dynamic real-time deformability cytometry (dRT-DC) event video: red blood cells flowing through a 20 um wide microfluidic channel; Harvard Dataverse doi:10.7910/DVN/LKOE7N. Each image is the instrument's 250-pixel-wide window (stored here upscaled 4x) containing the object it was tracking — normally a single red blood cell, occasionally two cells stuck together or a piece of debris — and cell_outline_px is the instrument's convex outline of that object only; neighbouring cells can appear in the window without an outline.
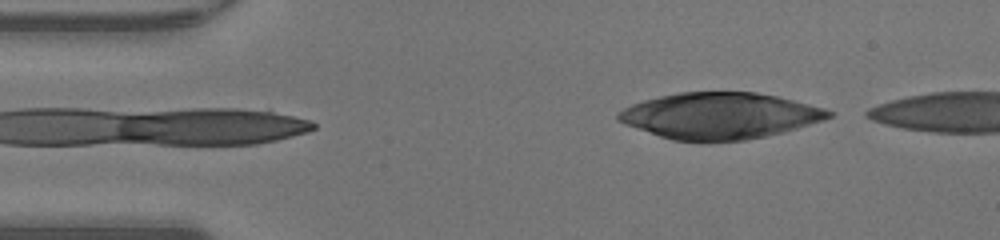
{"species": "human", "species_latin": "Homo sapiens", "temperature_condition": "warm", "stored_images_in_passage": 7, "camera_frame_rate_fps": 3000, "um_per_image_px": 0.085, "donor": {"sex": "male"}, "frame": {"image": 1, "passage_image": 1, "time_ms": 0.0, "image_size_px": [1000, 240], "cell_outline_px": [[836, 112], [832, 116], [824, 120], [784, 132], [744, 140], [672, 140], [624, 124], [616, 120], [616, 116], [624, 108], [632, 104], [644, 100], [660, 96], [680, 92], [756, 92], [776, 96], [824, 108]], "centroid_in_image_um": [61.19, 9.83], "position_along_channel_um": 23.8, "area_um2": 56.12}}